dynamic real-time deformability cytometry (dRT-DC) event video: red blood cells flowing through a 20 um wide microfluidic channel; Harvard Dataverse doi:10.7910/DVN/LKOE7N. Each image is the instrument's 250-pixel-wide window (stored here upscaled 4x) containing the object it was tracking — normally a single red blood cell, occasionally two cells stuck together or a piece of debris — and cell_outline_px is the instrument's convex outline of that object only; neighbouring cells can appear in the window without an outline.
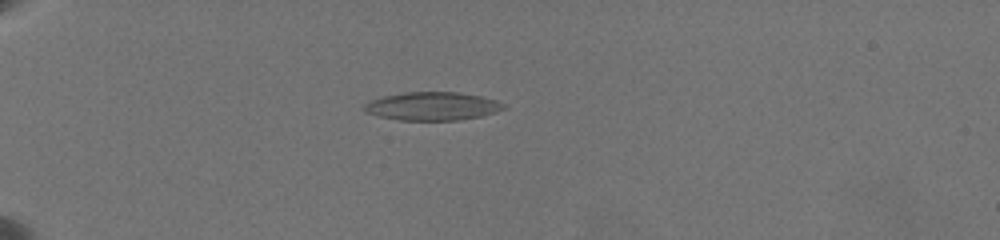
{"species": "common noctule bat (a hibernating species)", "species_latin": "Nyctalus noctula", "temperature_condition": "warm", "stored_images_in_passage": 15, "camera_frame_rate_fps": 3000, "um_per_image_px": 0.085, "animal": {"sex": "female", "body_mass_g": 19.5, "forearm_length_mm": 54.1}, "frame": {"image": 1, "passage_image": 2, "time_ms": 0.333, "image_size_px": [1000, 240], "cell_outline_px": [[508, 108], [496, 112], [480, 116], [456, 120], [400, 120], [380, 116], [368, 112], [364, 108], [364, 104], [372, 100], [384, 96], [408, 92], [456, 92], [480, 96], [496, 100], [504, 104]], "centroid_in_image_um": [36.8, 9.02], "position_along_channel_um": 48.2, "area_um2": 22.66}}
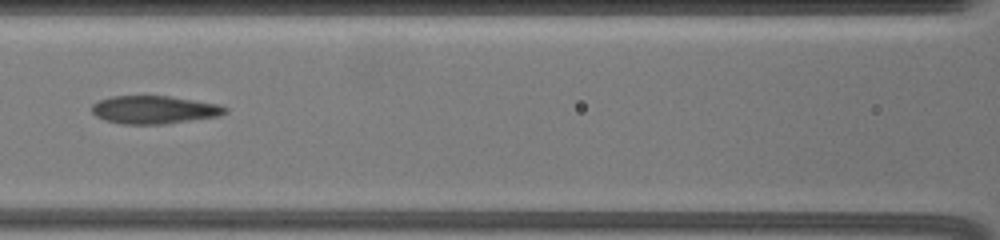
{"frame": {"image": 2, "passage_image": 10, "time_ms": 4.667, "image_size_px": [1000, 240], "cell_outline_px": [[228, 112], [216, 116], [164, 124], [124, 124], [104, 120], [96, 116], [92, 112], [92, 104], [100, 100], [112, 96], [172, 96], [216, 104], [228, 108]], "centroid_in_image_um": [13.08, 9.32], "position_along_channel_um": 153.5, "area_um2": 21.56}}
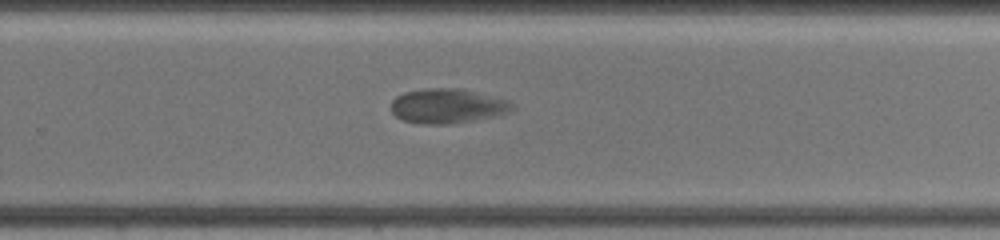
{"frame": {"image": 3, "passage_image": 15, "time_ms": 8.667, "image_size_px": [1000, 240], "cell_outline_px": [[516, 108], [508, 112], [492, 116], [472, 120], [448, 124], [424, 124], [404, 120], [396, 116], [392, 112], [392, 100], [396, 96], [404, 92], [428, 88], [456, 88], [508, 100]], "centroid_in_image_um": [38.0, 9.01], "position_along_channel_um": 291.8, "area_um2": 23.99}}